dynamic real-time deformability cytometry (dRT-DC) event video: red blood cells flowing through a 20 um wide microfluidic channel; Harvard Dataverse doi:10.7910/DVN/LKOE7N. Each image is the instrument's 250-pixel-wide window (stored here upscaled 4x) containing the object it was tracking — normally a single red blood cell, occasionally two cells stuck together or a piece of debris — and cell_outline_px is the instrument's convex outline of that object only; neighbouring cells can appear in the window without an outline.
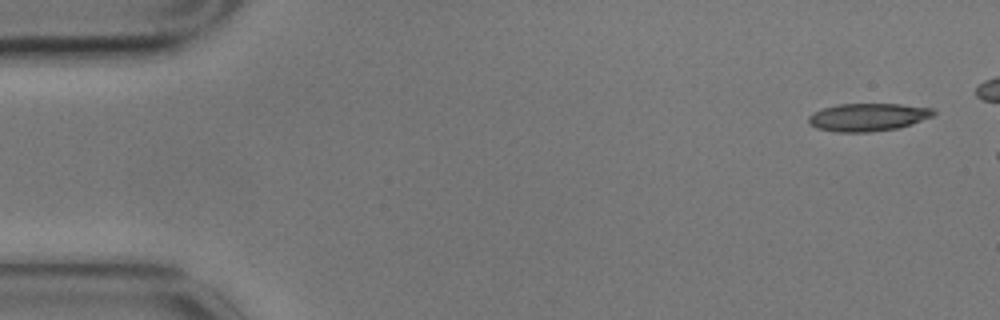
{"species": "common noctule bat (a hibernating species)", "species_latin": "Nyctalus noctula", "temperature_condition": "cold", "stored_images_in_passage": 3, "camera_frame_rate_fps": 3000, "um_per_image_px": 0.085, "animal": {"sex": "male", "body_mass_g": 17.9}, "frame": {"image": 1, "passage_image": 1, "time_ms": 0.0, "image_size_px": [1000, 320], "cell_outline_px": [[936, 112], [932, 116], [912, 124], [900, 128], [872, 132], [836, 132], [816, 128], [808, 124], [808, 116], [824, 108], [836, 104], [900, 104], [932, 108]], "centroid_in_image_um": [73.77, 9.97], "position_along_channel_um": 11.2, "area_um2": 20.35}}